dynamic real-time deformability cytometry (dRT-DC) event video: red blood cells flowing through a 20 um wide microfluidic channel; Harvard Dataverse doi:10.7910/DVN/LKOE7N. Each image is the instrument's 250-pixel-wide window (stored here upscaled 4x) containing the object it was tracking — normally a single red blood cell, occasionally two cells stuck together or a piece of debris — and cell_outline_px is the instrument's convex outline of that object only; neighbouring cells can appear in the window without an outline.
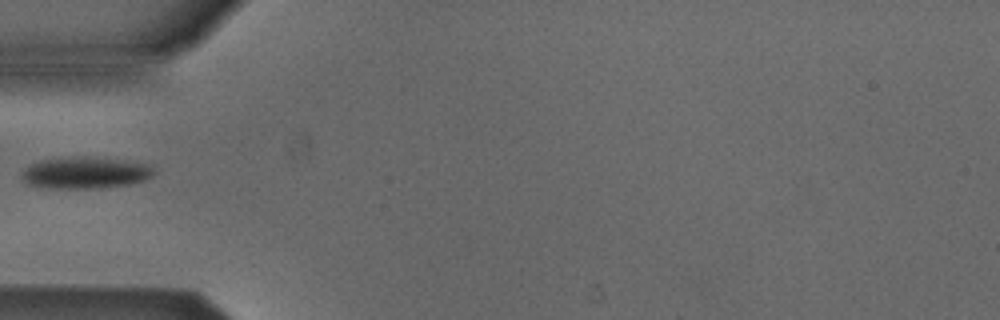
{"species": "Egyptian fruit bat (a non-hibernating species)", "species_latin": "Rousettus aegyptiacus", "temperature_condition": "cold", "stored_images_in_passage": 2, "camera_frame_rate_fps": 3000, "um_per_image_px": 0.085, "animal": {"sex": "male"}, "frame": {"image": 1, "passage_image": 1, "time_ms": 0.0, "image_size_px": [1000, 320], "cell_outline_px": [[156, 172], [152, 176], [144, 180], [128, 184], [92, 188], [52, 188], [28, 184], [20, 176], [32, 164], [40, 160], [80, 156], [96, 156], [124, 160], [148, 164]], "centroid_in_image_um": [7.29, 14.66], "position_along_channel_um": 77.7, "area_um2": 24.16}}